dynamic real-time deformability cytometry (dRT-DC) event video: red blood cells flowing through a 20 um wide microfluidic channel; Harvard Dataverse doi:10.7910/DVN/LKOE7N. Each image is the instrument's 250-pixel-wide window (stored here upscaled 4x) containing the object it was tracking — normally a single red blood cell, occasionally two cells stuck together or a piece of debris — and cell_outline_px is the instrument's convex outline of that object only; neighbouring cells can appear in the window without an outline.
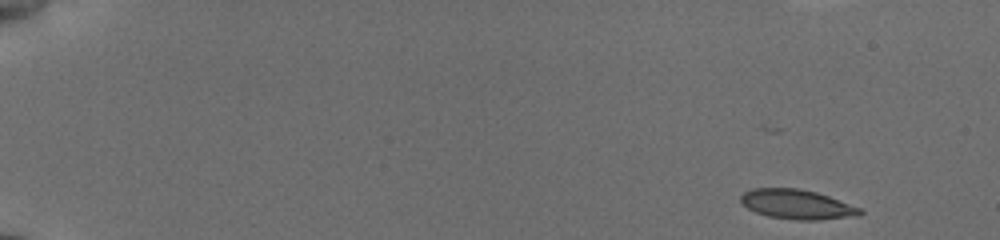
{"species": "common noctule bat (a hibernating species)", "species_latin": "Nyctalus noctula", "temperature_condition": "cold", "stored_images_in_passage": 51, "camera_frame_rate_fps": 3000, "um_per_image_px": 0.085, "animal": {"sex": "female", "body_mass_g": 19.5, "forearm_length_mm": 54.1}, "frame": {"image": 1, "passage_image": 1, "time_ms": 0.0, "image_size_px": [1000, 240], "cell_outline_px": [[864, 212], [860, 216], [820, 220], [796, 220], [768, 216], [756, 212], [748, 208], [740, 200], [740, 196], [744, 192], [752, 188], [796, 188], [816, 192], [828, 196], [860, 208]], "centroid_in_image_um": [67.76, 17.38], "position_along_channel_um": 17.2, "area_um2": 20.52}}
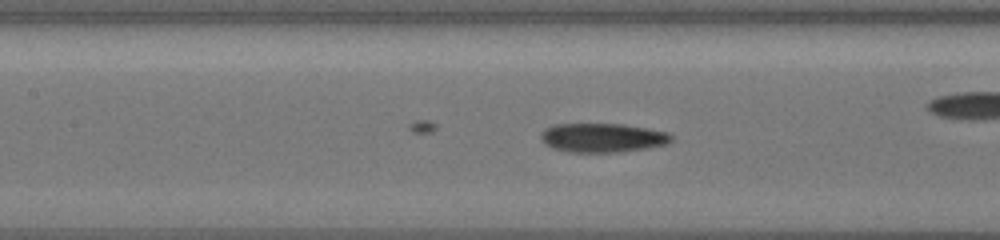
{"frame": {"image": 2, "passage_image": 24, "time_ms": 7.667, "image_size_px": [1000, 240], "cell_outline_px": [[672, 140], [668, 144], [648, 148], [624, 152], [568, 152], [552, 148], [544, 144], [540, 140], [540, 136], [544, 128], [556, 124], [624, 124], [648, 128], [668, 132], [672, 136]], "centroid_in_image_um": [51.22, 11.71], "position_along_channel_um": 156.2, "area_um2": 22.43}}
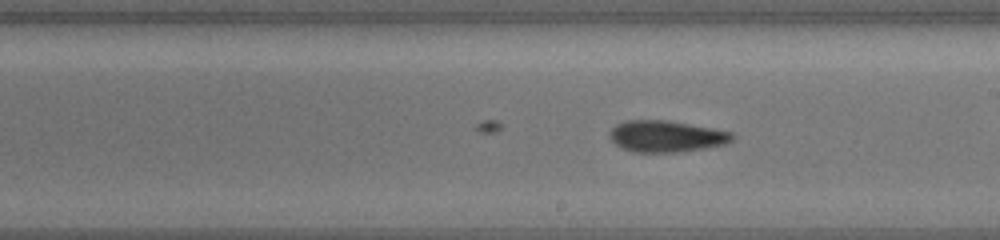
{"frame": {"image": 3, "passage_image": 30, "time_ms": 9.667, "image_size_px": [1000, 240], "cell_outline_px": [[736, 136], [732, 140], [724, 144], [704, 148], [676, 152], [632, 152], [616, 144], [608, 136], [608, 132], [616, 124], [624, 120], [668, 120], [712, 128], [732, 132]], "centroid_in_image_um": [56.61, 11.57], "position_along_channel_um": 232.4, "area_um2": 22.48}}